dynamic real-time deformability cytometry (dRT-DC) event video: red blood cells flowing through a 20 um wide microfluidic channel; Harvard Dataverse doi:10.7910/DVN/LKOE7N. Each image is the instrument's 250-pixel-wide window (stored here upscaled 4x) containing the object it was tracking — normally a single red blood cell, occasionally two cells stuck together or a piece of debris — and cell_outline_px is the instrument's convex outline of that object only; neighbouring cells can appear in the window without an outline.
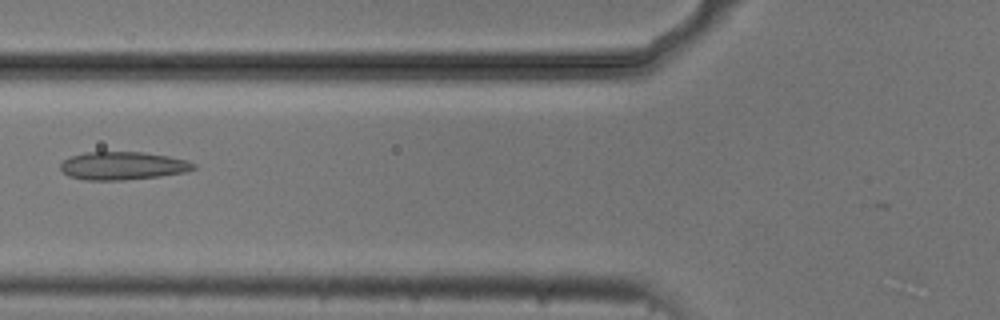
{"species": "common noctule bat (a hibernating species)", "species_latin": "Nyctalus noctula", "temperature_condition": "cold", "stored_images_in_passage": 6, "camera_frame_rate_fps": 3000, "um_per_image_px": 0.085, "animal": {"sex": "male", "body_mass_g": 20.5, "forearm_length_mm": 52.5}, "frame": {"image": 1, "passage_image": 4, "time_ms": 1.0, "image_size_px": [1000, 320], "cell_outline_px": [[196, 168], [184, 172], [160, 176], [124, 180], [84, 180], [68, 176], [60, 168], [60, 164], [64, 160], [72, 156], [84, 152], [144, 152], [168, 156], [188, 160], [196, 164]], "centroid_in_image_um": [10.44, 14.09], "position_along_channel_um": 115.4, "area_um2": 21.79}}
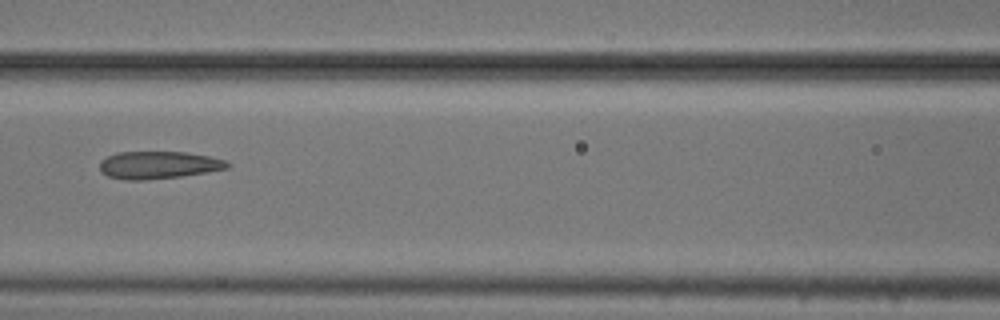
{"frame": {"image": 2, "passage_image": 5, "time_ms": 1.333, "image_size_px": [1000, 320], "cell_outline_px": [[232, 164], [228, 168], [208, 172], [180, 176], [144, 180], [128, 180], [108, 176], [100, 172], [100, 160], [116, 152], [184, 152], [208, 156], [224, 160]], "centroid_in_image_um": [13.45, 14.02], "position_along_channel_um": 153.1, "area_um2": 20.4}}